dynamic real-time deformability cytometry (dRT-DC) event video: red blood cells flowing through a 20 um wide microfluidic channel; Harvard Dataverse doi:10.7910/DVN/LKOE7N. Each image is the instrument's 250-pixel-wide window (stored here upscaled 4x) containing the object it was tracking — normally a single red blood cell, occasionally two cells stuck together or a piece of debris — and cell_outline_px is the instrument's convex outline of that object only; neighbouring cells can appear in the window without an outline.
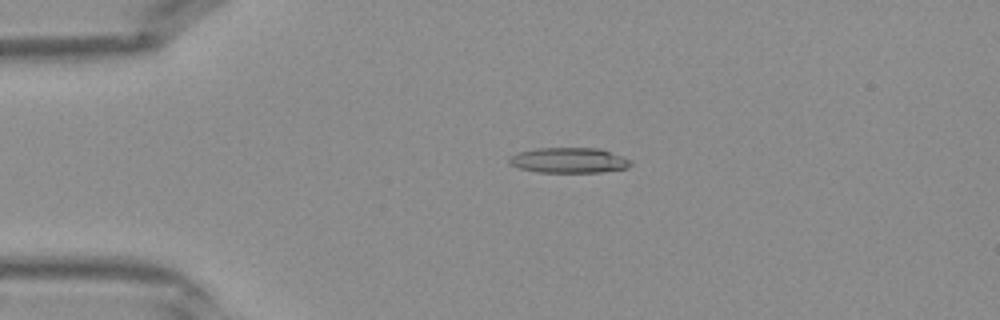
{"species": "Egyptian fruit bat (a non-hibernating species)", "species_latin": "Rousettus aegyptiacus", "temperature_condition": "warm", "stored_images_in_passage": 38, "camera_frame_rate_fps": 3000, "um_per_image_px": 0.085, "frame": {"image": 1, "passage_image": 6, "time_ms": 1.667, "image_size_px": [1000, 320], "cell_outline_px": [[632, 164], [628, 168], [600, 172], [540, 172], [520, 168], [508, 164], [508, 156], [516, 152], [536, 148], [600, 148], [632, 160]], "centroid_in_image_um": [48.33, 13.62], "position_along_channel_um": 36.7, "area_um2": 18.09}}
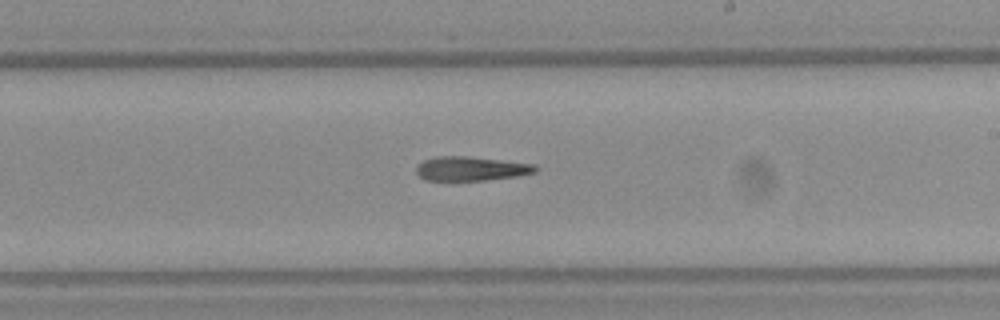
{"frame": {"image": 2, "passage_image": 21, "time_ms": 6.667, "image_size_px": [1000, 320], "cell_outline_px": [[540, 168], [536, 172], [516, 176], [484, 180], [428, 180], [420, 176], [416, 172], [416, 164], [424, 160], [436, 156], [468, 156], [536, 164]], "centroid_in_image_um": [40.06, 14.32], "position_along_channel_um": 248.9, "area_um2": 16.82}}
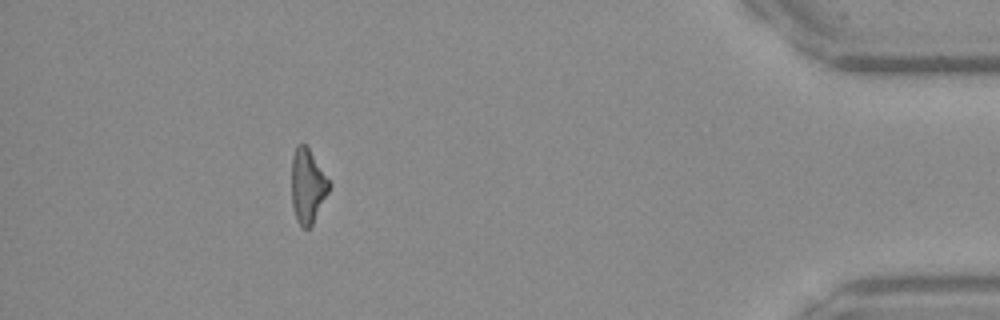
{"frame": {"image": 3, "passage_image": 34, "time_ms": 11.0, "image_size_px": [1000, 320], "cell_outline_px": [[332, 184], [312, 224], [308, 228], [304, 228], [296, 220], [292, 204], [292, 156], [296, 144], [304, 144], [308, 148]], "centroid_in_image_um": [26.14, 15.79], "position_along_channel_um": 409.1, "area_um2": 16.01}}